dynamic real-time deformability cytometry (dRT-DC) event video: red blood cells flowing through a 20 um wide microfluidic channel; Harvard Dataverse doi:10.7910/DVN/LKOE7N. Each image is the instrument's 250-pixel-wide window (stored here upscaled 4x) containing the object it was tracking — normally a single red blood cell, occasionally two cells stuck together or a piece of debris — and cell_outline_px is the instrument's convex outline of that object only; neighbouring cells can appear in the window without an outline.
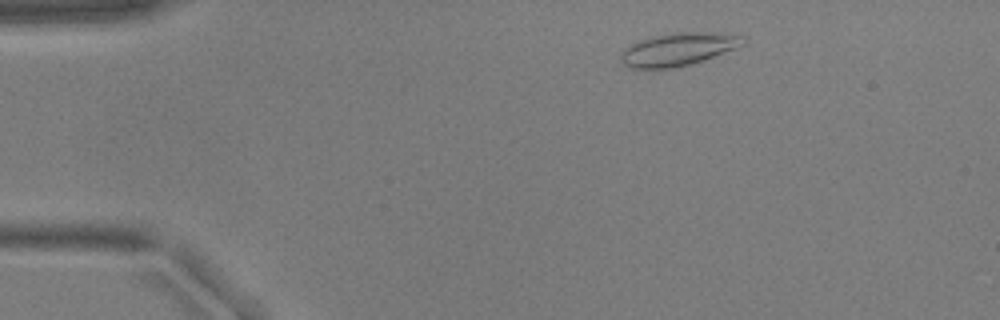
{"species": "common noctule bat (a hibernating species)", "species_latin": "Nyctalus noctula", "temperature_condition": "warm", "stored_images_in_passage": 47, "camera_frame_rate_fps": 3000, "um_per_image_px": 0.085, "animal": {"sex": "male", "body_mass_g": 17.9, "forearm_length_mm": 54.2}, "frame": {"image": 1, "passage_image": 2, "time_ms": 0.333, "image_size_px": [1000, 320], "cell_outline_px": [[748, 44], [688, 64], [672, 68], [632, 68], [624, 64], [620, 60], [620, 52], [624, 48], [636, 40], [652, 36], [676, 32], [700, 32], [744, 36], [748, 40]], "centroid_in_image_um": [57.61, 4.17], "position_along_channel_um": 27.4, "area_um2": 23.29}}
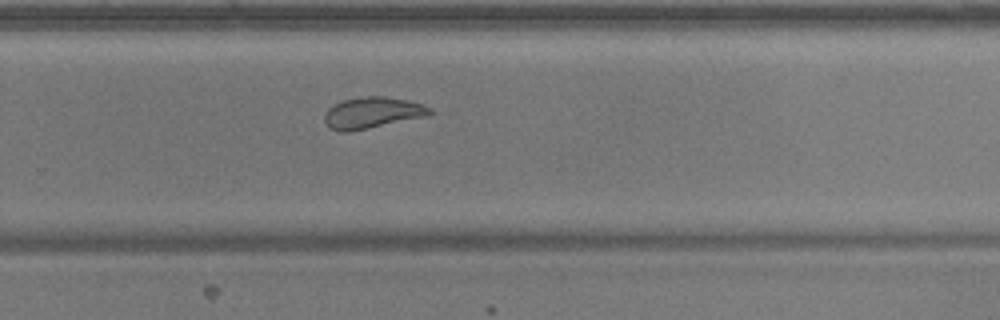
{"frame": {"image": 2, "passage_image": 29, "time_ms": 9.333, "image_size_px": [1000, 320], "cell_outline_px": [[432, 112], [428, 116], [348, 132], [340, 132], [332, 128], [324, 120], [324, 116], [328, 108], [332, 104], [344, 100], [364, 96], [384, 96], [404, 100], [420, 104], [432, 108]], "centroid_in_image_um": [31.63, 9.58], "position_along_channel_um": 298.2, "area_um2": 18.96}}
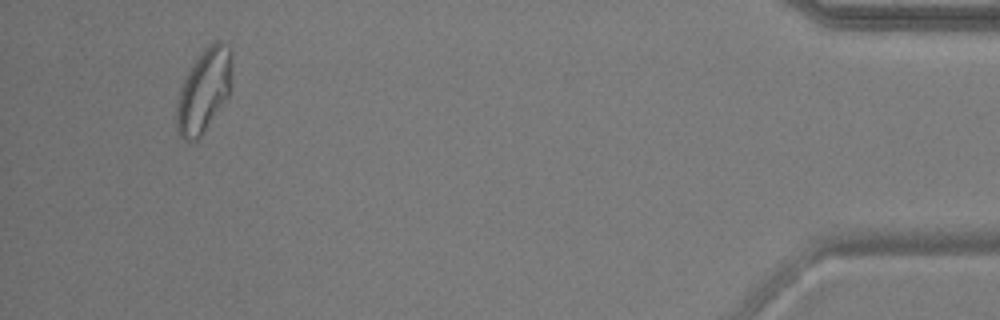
{"frame": {"image": 3, "passage_image": 44, "time_ms": 14.333, "image_size_px": [1000, 320], "cell_outline_px": [[232, 80], [228, 96], [204, 132], [196, 140], [188, 144], [180, 136], [176, 128], [176, 104], [180, 88], [196, 56], [208, 44], [220, 40], [232, 48]], "centroid_in_image_um": [17.34, 7.68], "position_along_channel_um": 417.9, "area_um2": 27.4}, "authors_computed_cell_mechanics": {"area_um2": 21.2704, "velocity_mm_per_s": 3.74, "shape_relaxation_time_tau1_ms": 3.7381, "shape_relaxation_time_tau2_ms": 1.0985, "deformation_change_tau1": 0.1355, "deformation_change_tau2": 0.0847}}